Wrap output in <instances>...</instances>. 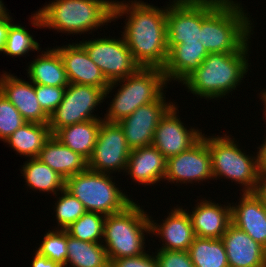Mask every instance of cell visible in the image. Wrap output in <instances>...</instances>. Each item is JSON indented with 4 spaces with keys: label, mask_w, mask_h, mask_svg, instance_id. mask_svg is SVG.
Returning <instances> with one entry per match:
<instances>
[{
    "label": "cell",
    "mask_w": 266,
    "mask_h": 267,
    "mask_svg": "<svg viewBox=\"0 0 266 267\" xmlns=\"http://www.w3.org/2000/svg\"><path fill=\"white\" fill-rule=\"evenodd\" d=\"M66 86L35 84V93L42 110L50 116L64 97Z\"/></svg>",
    "instance_id": "obj_36"
},
{
    "label": "cell",
    "mask_w": 266,
    "mask_h": 267,
    "mask_svg": "<svg viewBox=\"0 0 266 267\" xmlns=\"http://www.w3.org/2000/svg\"><path fill=\"white\" fill-rule=\"evenodd\" d=\"M0 91L18 109L26 122L48 124L49 116L42 110L35 93V84L8 72L0 76Z\"/></svg>",
    "instance_id": "obj_18"
},
{
    "label": "cell",
    "mask_w": 266,
    "mask_h": 267,
    "mask_svg": "<svg viewBox=\"0 0 266 267\" xmlns=\"http://www.w3.org/2000/svg\"><path fill=\"white\" fill-rule=\"evenodd\" d=\"M166 165L164 155L155 146L149 145L130 151L125 173L139 185H155L164 181Z\"/></svg>",
    "instance_id": "obj_22"
},
{
    "label": "cell",
    "mask_w": 266,
    "mask_h": 267,
    "mask_svg": "<svg viewBox=\"0 0 266 267\" xmlns=\"http://www.w3.org/2000/svg\"><path fill=\"white\" fill-rule=\"evenodd\" d=\"M104 90L90 85L72 84L66 86L63 100L49 116L48 126L54 135L59 129L76 123L103 119L94 115L95 109L103 103Z\"/></svg>",
    "instance_id": "obj_10"
},
{
    "label": "cell",
    "mask_w": 266,
    "mask_h": 267,
    "mask_svg": "<svg viewBox=\"0 0 266 267\" xmlns=\"http://www.w3.org/2000/svg\"><path fill=\"white\" fill-rule=\"evenodd\" d=\"M65 267H110V261L102 243L81 241L68 234Z\"/></svg>",
    "instance_id": "obj_29"
},
{
    "label": "cell",
    "mask_w": 266,
    "mask_h": 267,
    "mask_svg": "<svg viewBox=\"0 0 266 267\" xmlns=\"http://www.w3.org/2000/svg\"><path fill=\"white\" fill-rule=\"evenodd\" d=\"M266 207V172H259L258 185L254 192Z\"/></svg>",
    "instance_id": "obj_41"
},
{
    "label": "cell",
    "mask_w": 266,
    "mask_h": 267,
    "mask_svg": "<svg viewBox=\"0 0 266 267\" xmlns=\"http://www.w3.org/2000/svg\"><path fill=\"white\" fill-rule=\"evenodd\" d=\"M24 26L20 24H15L14 22L10 24L8 31V36L6 39L3 54L9 55L10 57L24 56L29 51H39L40 44L34 40L33 36L29 33Z\"/></svg>",
    "instance_id": "obj_32"
},
{
    "label": "cell",
    "mask_w": 266,
    "mask_h": 267,
    "mask_svg": "<svg viewBox=\"0 0 266 267\" xmlns=\"http://www.w3.org/2000/svg\"><path fill=\"white\" fill-rule=\"evenodd\" d=\"M167 214V218L159 224L149 216L151 234L163 242L158 250L188 251L196 235L187 210L177 205Z\"/></svg>",
    "instance_id": "obj_16"
},
{
    "label": "cell",
    "mask_w": 266,
    "mask_h": 267,
    "mask_svg": "<svg viewBox=\"0 0 266 267\" xmlns=\"http://www.w3.org/2000/svg\"><path fill=\"white\" fill-rule=\"evenodd\" d=\"M241 196L238 203H231V223L266 249V207L254 192Z\"/></svg>",
    "instance_id": "obj_19"
},
{
    "label": "cell",
    "mask_w": 266,
    "mask_h": 267,
    "mask_svg": "<svg viewBox=\"0 0 266 267\" xmlns=\"http://www.w3.org/2000/svg\"><path fill=\"white\" fill-rule=\"evenodd\" d=\"M174 104L166 102L163 94L158 100L138 107L131 115L119 121L128 147L133 150L152 145L160 119Z\"/></svg>",
    "instance_id": "obj_14"
},
{
    "label": "cell",
    "mask_w": 266,
    "mask_h": 267,
    "mask_svg": "<svg viewBox=\"0 0 266 267\" xmlns=\"http://www.w3.org/2000/svg\"><path fill=\"white\" fill-rule=\"evenodd\" d=\"M35 256L33 257L32 266L30 267H63L57 262L50 260L46 256L41 255L39 252L35 251Z\"/></svg>",
    "instance_id": "obj_40"
},
{
    "label": "cell",
    "mask_w": 266,
    "mask_h": 267,
    "mask_svg": "<svg viewBox=\"0 0 266 267\" xmlns=\"http://www.w3.org/2000/svg\"><path fill=\"white\" fill-rule=\"evenodd\" d=\"M208 54L200 41L172 47L168 51L167 60L162 68L167 82L173 80L182 84L196 71Z\"/></svg>",
    "instance_id": "obj_23"
},
{
    "label": "cell",
    "mask_w": 266,
    "mask_h": 267,
    "mask_svg": "<svg viewBox=\"0 0 266 267\" xmlns=\"http://www.w3.org/2000/svg\"><path fill=\"white\" fill-rule=\"evenodd\" d=\"M188 253L194 267H229L221 238L196 237Z\"/></svg>",
    "instance_id": "obj_30"
},
{
    "label": "cell",
    "mask_w": 266,
    "mask_h": 267,
    "mask_svg": "<svg viewBox=\"0 0 266 267\" xmlns=\"http://www.w3.org/2000/svg\"><path fill=\"white\" fill-rule=\"evenodd\" d=\"M24 123L18 109L0 91V140L4 142Z\"/></svg>",
    "instance_id": "obj_35"
},
{
    "label": "cell",
    "mask_w": 266,
    "mask_h": 267,
    "mask_svg": "<svg viewBox=\"0 0 266 267\" xmlns=\"http://www.w3.org/2000/svg\"><path fill=\"white\" fill-rule=\"evenodd\" d=\"M219 204L202 198L192 212L187 211L196 237L221 238L226 232L231 224V203Z\"/></svg>",
    "instance_id": "obj_21"
},
{
    "label": "cell",
    "mask_w": 266,
    "mask_h": 267,
    "mask_svg": "<svg viewBox=\"0 0 266 267\" xmlns=\"http://www.w3.org/2000/svg\"><path fill=\"white\" fill-rule=\"evenodd\" d=\"M243 8L236 0H224L202 22L200 43L208 53L240 52L251 43L253 19Z\"/></svg>",
    "instance_id": "obj_4"
},
{
    "label": "cell",
    "mask_w": 266,
    "mask_h": 267,
    "mask_svg": "<svg viewBox=\"0 0 266 267\" xmlns=\"http://www.w3.org/2000/svg\"><path fill=\"white\" fill-rule=\"evenodd\" d=\"M158 267H194L188 251L157 250Z\"/></svg>",
    "instance_id": "obj_37"
},
{
    "label": "cell",
    "mask_w": 266,
    "mask_h": 267,
    "mask_svg": "<svg viewBox=\"0 0 266 267\" xmlns=\"http://www.w3.org/2000/svg\"><path fill=\"white\" fill-rule=\"evenodd\" d=\"M42 243L36 250L41 255L46 256L50 260H53L65 267L67 258V242H68V232L66 229L49 230L43 236Z\"/></svg>",
    "instance_id": "obj_33"
},
{
    "label": "cell",
    "mask_w": 266,
    "mask_h": 267,
    "mask_svg": "<svg viewBox=\"0 0 266 267\" xmlns=\"http://www.w3.org/2000/svg\"><path fill=\"white\" fill-rule=\"evenodd\" d=\"M103 119H94L59 129L54 136L87 161L91 157Z\"/></svg>",
    "instance_id": "obj_26"
},
{
    "label": "cell",
    "mask_w": 266,
    "mask_h": 267,
    "mask_svg": "<svg viewBox=\"0 0 266 267\" xmlns=\"http://www.w3.org/2000/svg\"><path fill=\"white\" fill-rule=\"evenodd\" d=\"M263 91V92H262ZM261 92H260V99H262V102L264 103L263 104V114H264V117H263V119L265 118V120H266V89H264V90H262ZM266 122V121H265Z\"/></svg>",
    "instance_id": "obj_43"
},
{
    "label": "cell",
    "mask_w": 266,
    "mask_h": 267,
    "mask_svg": "<svg viewBox=\"0 0 266 267\" xmlns=\"http://www.w3.org/2000/svg\"><path fill=\"white\" fill-rule=\"evenodd\" d=\"M61 197H56L54 213L58 229H67L73 222L77 221L85 212L83 204L69 193L65 188L60 192Z\"/></svg>",
    "instance_id": "obj_34"
},
{
    "label": "cell",
    "mask_w": 266,
    "mask_h": 267,
    "mask_svg": "<svg viewBox=\"0 0 266 267\" xmlns=\"http://www.w3.org/2000/svg\"><path fill=\"white\" fill-rule=\"evenodd\" d=\"M55 49L62 58L69 83L90 85L106 91L110 83L80 43L56 46Z\"/></svg>",
    "instance_id": "obj_17"
},
{
    "label": "cell",
    "mask_w": 266,
    "mask_h": 267,
    "mask_svg": "<svg viewBox=\"0 0 266 267\" xmlns=\"http://www.w3.org/2000/svg\"><path fill=\"white\" fill-rule=\"evenodd\" d=\"M167 83L162 69L143 67L124 79L111 82L104 92V99L114 87L116 88L118 85L120 87L112 102L108 104L110 106L103 120L109 123H118L131 115L138 107L158 100L164 94Z\"/></svg>",
    "instance_id": "obj_5"
},
{
    "label": "cell",
    "mask_w": 266,
    "mask_h": 267,
    "mask_svg": "<svg viewBox=\"0 0 266 267\" xmlns=\"http://www.w3.org/2000/svg\"><path fill=\"white\" fill-rule=\"evenodd\" d=\"M264 141L262 144L257 147L259 152V164H260V171L259 172H266V137H264Z\"/></svg>",
    "instance_id": "obj_42"
},
{
    "label": "cell",
    "mask_w": 266,
    "mask_h": 267,
    "mask_svg": "<svg viewBox=\"0 0 266 267\" xmlns=\"http://www.w3.org/2000/svg\"><path fill=\"white\" fill-rule=\"evenodd\" d=\"M27 74L34 84L67 86L69 80L59 52L54 48L41 51L27 66Z\"/></svg>",
    "instance_id": "obj_25"
},
{
    "label": "cell",
    "mask_w": 266,
    "mask_h": 267,
    "mask_svg": "<svg viewBox=\"0 0 266 267\" xmlns=\"http://www.w3.org/2000/svg\"><path fill=\"white\" fill-rule=\"evenodd\" d=\"M146 213L139 203L133 201L124 210L105 216L102 243L110 262L146 252L145 236L151 233Z\"/></svg>",
    "instance_id": "obj_6"
},
{
    "label": "cell",
    "mask_w": 266,
    "mask_h": 267,
    "mask_svg": "<svg viewBox=\"0 0 266 267\" xmlns=\"http://www.w3.org/2000/svg\"><path fill=\"white\" fill-rule=\"evenodd\" d=\"M6 16H9V12L7 11L2 0H0V18H4Z\"/></svg>",
    "instance_id": "obj_44"
},
{
    "label": "cell",
    "mask_w": 266,
    "mask_h": 267,
    "mask_svg": "<svg viewBox=\"0 0 266 267\" xmlns=\"http://www.w3.org/2000/svg\"><path fill=\"white\" fill-rule=\"evenodd\" d=\"M113 176L86 169L65 180V189L76 197L87 212L110 215L124 210L133 200L115 185Z\"/></svg>",
    "instance_id": "obj_8"
},
{
    "label": "cell",
    "mask_w": 266,
    "mask_h": 267,
    "mask_svg": "<svg viewBox=\"0 0 266 267\" xmlns=\"http://www.w3.org/2000/svg\"><path fill=\"white\" fill-rule=\"evenodd\" d=\"M113 5L114 0H52L33 13L31 25L67 34H90L113 21Z\"/></svg>",
    "instance_id": "obj_2"
},
{
    "label": "cell",
    "mask_w": 266,
    "mask_h": 267,
    "mask_svg": "<svg viewBox=\"0 0 266 267\" xmlns=\"http://www.w3.org/2000/svg\"><path fill=\"white\" fill-rule=\"evenodd\" d=\"M13 18L9 15L4 18H0V52H3L6 39L8 36V31Z\"/></svg>",
    "instance_id": "obj_39"
},
{
    "label": "cell",
    "mask_w": 266,
    "mask_h": 267,
    "mask_svg": "<svg viewBox=\"0 0 266 267\" xmlns=\"http://www.w3.org/2000/svg\"><path fill=\"white\" fill-rule=\"evenodd\" d=\"M177 105H173L160 119L154 132L152 145L155 146L166 159L189 150L203 136L202 130L184 126L179 116ZM178 111V112H177ZM179 117V118H178Z\"/></svg>",
    "instance_id": "obj_15"
},
{
    "label": "cell",
    "mask_w": 266,
    "mask_h": 267,
    "mask_svg": "<svg viewBox=\"0 0 266 267\" xmlns=\"http://www.w3.org/2000/svg\"><path fill=\"white\" fill-rule=\"evenodd\" d=\"M37 158L65 180L88 168L84 157L63 145L54 135L44 143Z\"/></svg>",
    "instance_id": "obj_24"
},
{
    "label": "cell",
    "mask_w": 266,
    "mask_h": 267,
    "mask_svg": "<svg viewBox=\"0 0 266 267\" xmlns=\"http://www.w3.org/2000/svg\"><path fill=\"white\" fill-rule=\"evenodd\" d=\"M224 135V136H223ZM216 134L207 137V146L211 153L213 180L220 177L230 179L242 186V192H255L260 171L259 152L249 156L240 149L232 135ZM235 140V141H234Z\"/></svg>",
    "instance_id": "obj_7"
},
{
    "label": "cell",
    "mask_w": 266,
    "mask_h": 267,
    "mask_svg": "<svg viewBox=\"0 0 266 267\" xmlns=\"http://www.w3.org/2000/svg\"><path fill=\"white\" fill-rule=\"evenodd\" d=\"M224 0H170L166 15L168 51L178 44L199 42L202 22Z\"/></svg>",
    "instance_id": "obj_9"
},
{
    "label": "cell",
    "mask_w": 266,
    "mask_h": 267,
    "mask_svg": "<svg viewBox=\"0 0 266 267\" xmlns=\"http://www.w3.org/2000/svg\"><path fill=\"white\" fill-rule=\"evenodd\" d=\"M221 239L229 267H266V249L232 223Z\"/></svg>",
    "instance_id": "obj_20"
},
{
    "label": "cell",
    "mask_w": 266,
    "mask_h": 267,
    "mask_svg": "<svg viewBox=\"0 0 266 267\" xmlns=\"http://www.w3.org/2000/svg\"><path fill=\"white\" fill-rule=\"evenodd\" d=\"M212 180L211 153L207 146V137L202 138L189 150L169 157L164 181L172 183H193Z\"/></svg>",
    "instance_id": "obj_13"
},
{
    "label": "cell",
    "mask_w": 266,
    "mask_h": 267,
    "mask_svg": "<svg viewBox=\"0 0 266 267\" xmlns=\"http://www.w3.org/2000/svg\"><path fill=\"white\" fill-rule=\"evenodd\" d=\"M21 166V176L26 180L25 185L33 191L58 196L65 188V179L38 158L27 159Z\"/></svg>",
    "instance_id": "obj_28"
},
{
    "label": "cell",
    "mask_w": 266,
    "mask_h": 267,
    "mask_svg": "<svg viewBox=\"0 0 266 267\" xmlns=\"http://www.w3.org/2000/svg\"><path fill=\"white\" fill-rule=\"evenodd\" d=\"M51 135L48 124L26 122L4 142L18 155L32 159L38 157L44 143Z\"/></svg>",
    "instance_id": "obj_27"
},
{
    "label": "cell",
    "mask_w": 266,
    "mask_h": 267,
    "mask_svg": "<svg viewBox=\"0 0 266 267\" xmlns=\"http://www.w3.org/2000/svg\"><path fill=\"white\" fill-rule=\"evenodd\" d=\"M105 215L97 212H85L66 230L68 234L81 241L102 243Z\"/></svg>",
    "instance_id": "obj_31"
},
{
    "label": "cell",
    "mask_w": 266,
    "mask_h": 267,
    "mask_svg": "<svg viewBox=\"0 0 266 267\" xmlns=\"http://www.w3.org/2000/svg\"><path fill=\"white\" fill-rule=\"evenodd\" d=\"M79 42L109 83L124 79L140 68L123 37L105 36Z\"/></svg>",
    "instance_id": "obj_11"
},
{
    "label": "cell",
    "mask_w": 266,
    "mask_h": 267,
    "mask_svg": "<svg viewBox=\"0 0 266 267\" xmlns=\"http://www.w3.org/2000/svg\"><path fill=\"white\" fill-rule=\"evenodd\" d=\"M110 267H158L156 258L153 254L145 252L136 257L119 258L110 262Z\"/></svg>",
    "instance_id": "obj_38"
},
{
    "label": "cell",
    "mask_w": 266,
    "mask_h": 267,
    "mask_svg": "<svg viewBox=\"0 0 266 267\" xmlns=\"http://www.w3.org/2000/svg\"><path fill=\"white\" fill-rule=\"evenodd\" d=\"M249 44L240 52L209 53L196 71L182 84L188 92L194 96L198 95L197 97L201 99L225 98L247 75L250 67Z\"/></svg>",
    "instance_id": "obj_3"
},
{
    "label": "cell",
    "mask_w": 266,
    "mask_h": 267,
    "mask_svg": "<svg viewBox=\"0 0 266 267\" xmlns=\"http://www.w3.org/2000/svg\"><path fill=\"white\" fill-rule=\"evenodd\" d=\"M130 151L121 126L103 120L92 155L87 161L88 169L105 174L125 173Z\"/></svg>",
    "instance_id": "obj_12"
},
{
    "label": "cell",
    "mask_w": 266,
    "mask_h": 267,
    "mask_svg": "<svg viewBox=\"0 0 266 267\" xmlns=\"http://www.w3.org/2000/svg\"><path fill=\"white\" fill-rule=\"evenodd\" d=\"M123 1H114L113 21L126 16L127 21L125 20L121 36L127 43L133 59L140 67L162 69L168 56V4L166 7L158 8L142 0H132L130 3Z\"/></svg>",
    "instance_id": "obj_1"
}]
</instances>
